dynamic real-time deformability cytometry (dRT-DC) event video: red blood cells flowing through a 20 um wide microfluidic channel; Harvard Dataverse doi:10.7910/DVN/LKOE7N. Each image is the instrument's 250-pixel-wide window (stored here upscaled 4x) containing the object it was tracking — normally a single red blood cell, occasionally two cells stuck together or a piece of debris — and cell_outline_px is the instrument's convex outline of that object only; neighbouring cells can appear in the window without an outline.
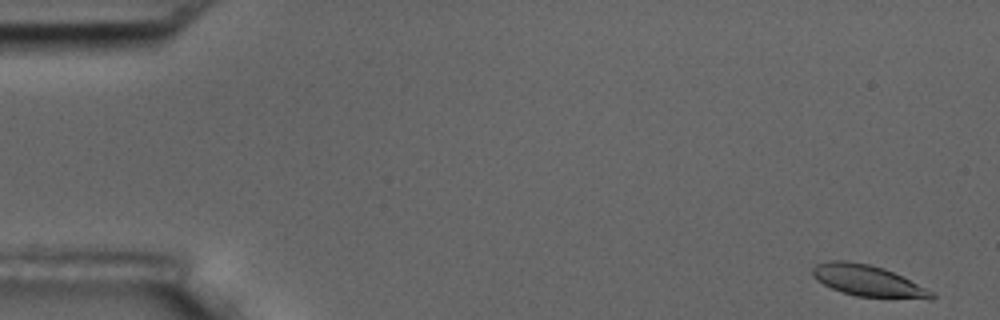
{"species": "common noctule bat (a hibernating species)", "species_latin": "Nyctalus noctula", "temperature_condition": "room temperature", "stored_images_in_passage": 56, "camera_frame_rate_fps": 3000, "um_per_image_px": 0.085, "animal": {"sex": "male", "body_mass_g": 17.5, "forearm_length_mm": 52.3}, "frame": {"image": 1, "passage_image": 1, "time_ms": 0.0, "image_size_px": [1000, 320], "cell_outline_px": [[936, 296], [932, 300], [928, 300], [856, 296], [832, 288], [816, 280], [812, 276], [812, 268], [816, 264], [832, 260], [848, 260], [868, 264], [884, 268], [932, 292]], "centroid_in_image_um": [73.75, 23.87], "position_along_channel_um": 11.3, "area_um2": 21.56}}
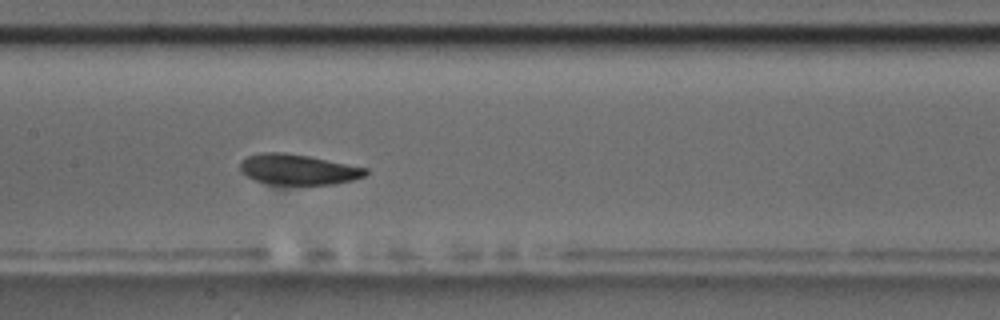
{"frame": {"image": 2, "passage_image": 27, "time_ms": 8.667, "image_size_px": [1000, 320], "cell_outline_px": [[368, 172], [364, 176], [352, 180], [332, 184], [268, 184], [256, 180], [240, 172], [240, 164], [248, 156], [260, 152], [284, 152], [308, 156], [368, 168]], "centroid_in_image_um": [25.33, 14.4], "position_along_channel_um": 182.1, "area_um2": 22.08}}
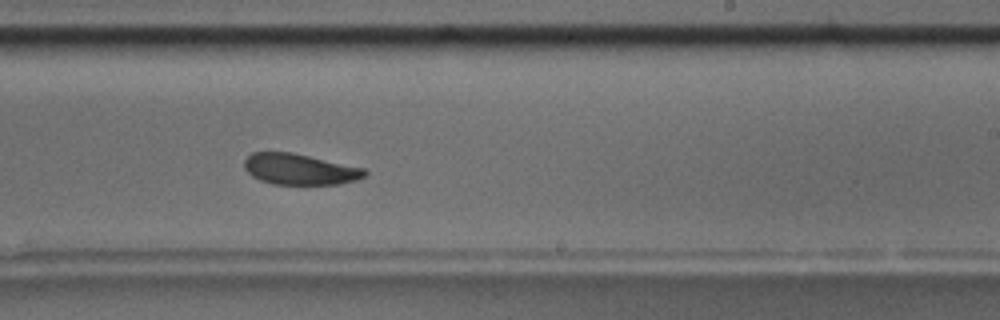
{"frame": {"image": 3, "passage_image": 34, "time_ms": 11.0, "image_size_px": [1000, 320], "cell_outline_px": [[368, 172], [360, 180], [340, 184], [272, 184], [260, 180], [252, 176], [244, 168], [244, 160], [252, 152], [292, 152], [364, 168]], "centroid_in_image_um": [25.49, 14.39], "position_along_channel_um": 263.5, "area_um2": 21.79}, "authors_computed_cell_mechanics": {"area_um2": 22.5131, "velocity_mm_per_s": 3.5029, "shape_relaxation_time_tau1_ms": 3.0241, "shape_relaxation_time_tau2_ms": 2.5998, "deformation_change_tau1": 0.0949, "deformation_change_tau2": 0.0852}}